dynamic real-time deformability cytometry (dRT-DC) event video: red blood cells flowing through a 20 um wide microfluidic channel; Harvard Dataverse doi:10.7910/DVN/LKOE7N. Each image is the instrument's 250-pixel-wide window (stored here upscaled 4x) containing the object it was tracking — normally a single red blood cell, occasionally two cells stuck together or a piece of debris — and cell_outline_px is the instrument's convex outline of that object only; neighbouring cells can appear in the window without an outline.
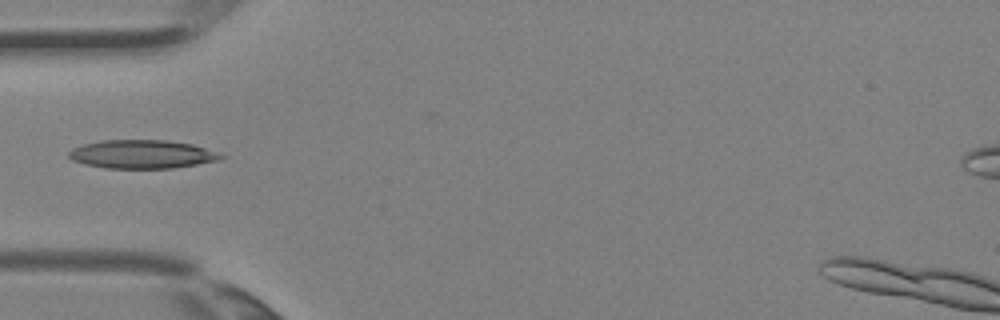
{"species": "Egyptian fruit bat (a non-hibernating species)", "species_latin": "Rousettus aegyptiacus", "temperature_condition": "room temperature", "stored_images_in_passage": 1, "camera_frame_rate_fps": 3000, "um_per_image_px": 0.085, "animal": {"sex": "female"}, "frame": {"image": 1, "passage_image": 1, "time_ms": 0.0, "image_size_px": [1000, 320], "cell_outline_px": [[224, 156], [220, 160], [172, 168], [104, 168], [84, 164], [72, 160], [68, 156], [68, 152], [72, 148], [84, 144], [100, 140], [164, 140], [192, 144], [204, 148]], "centroid_in_image_um": [12.0, 13.11], "position_along_channel_um": 73.0, "area_um2": 25.09}}